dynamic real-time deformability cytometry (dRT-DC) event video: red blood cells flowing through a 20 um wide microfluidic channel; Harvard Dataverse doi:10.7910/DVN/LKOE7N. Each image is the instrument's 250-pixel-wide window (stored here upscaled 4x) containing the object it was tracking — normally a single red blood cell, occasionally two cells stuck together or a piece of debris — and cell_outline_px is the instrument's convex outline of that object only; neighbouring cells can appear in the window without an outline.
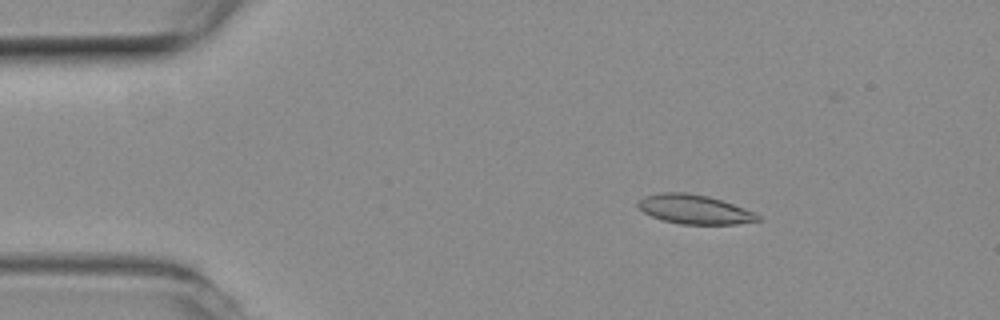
{"species": "common noctule bat (a hibernating species)", "species_latin": "Nyctalus noctula", "temperature_condition": "room temperature", "stored_images_in_passage": 45, "camera_frame_rate_fps": 3000, "um_per_image_px": 0.085, "animal": {"sex": "female", "body_mass_g": 19.3, "forearm_length_mm": 54.1}, "frame": {"image": 1, "passage_image": 9, "time_ms": 2.667, "image_size_px": [1000, 320], "cell_outline_px": [[760, 220], [736, 224], [680, 224], [664, 220], [652, 216], [644, 212], [636, 204], [636, 200], [644, 196], [660, 192], [684, 192], [708, 196], [744, 208], [760, 216]], "centroid_in_image_um": [58.97, 17.78], "position_along_channel_um": 26.0, "area_um2": 20.23}}
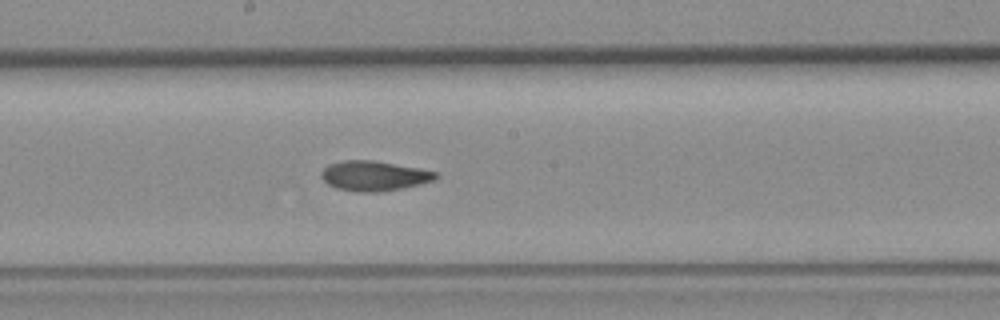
{"frame": {"image": 2, "passage_image": 29, "time_ms": 9.333, "image_size_px": [1000, 320], "cell_outline_px": [[440, 176], [436, 180], [404, 188], [380, 192], [356, 192], [336, 188], [328, 184], [320, 176], [320, 172], [328, 164], [344, 160], [372, 160], [420, 168], [440, 172]], "centroid_in_image_um": [31.84, 14.95], "position_along_channel_um": 216.4, "area_um2": 20.29}}
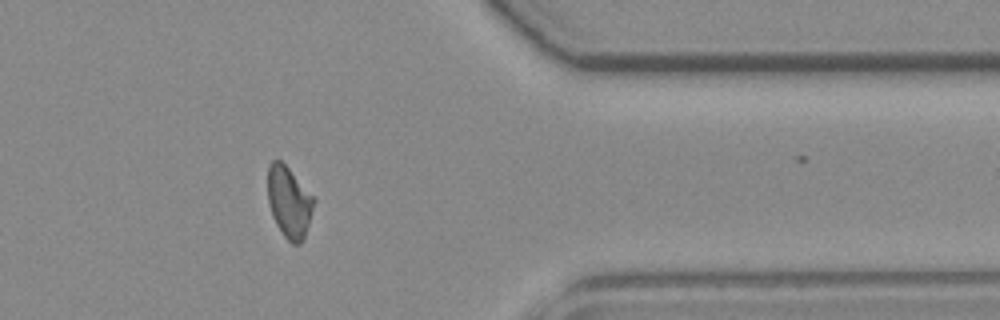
{"frame": {"image": 3, "passage_image": 44, "time_ms": 14.333, "image_size_px": [1000, 320], "cell_outline_px": [[316, 200], [304, 240], [300, 244], [292, 244], [284, 236], [276, 224], [272, 216], [268, 204], [268, 164], [272, 160], [280, 160], [288, 168]], "centroid_in_image_um": [24.57, 17.2], "position_along_channel_um": 386.8, "area_um2": 19.13}}